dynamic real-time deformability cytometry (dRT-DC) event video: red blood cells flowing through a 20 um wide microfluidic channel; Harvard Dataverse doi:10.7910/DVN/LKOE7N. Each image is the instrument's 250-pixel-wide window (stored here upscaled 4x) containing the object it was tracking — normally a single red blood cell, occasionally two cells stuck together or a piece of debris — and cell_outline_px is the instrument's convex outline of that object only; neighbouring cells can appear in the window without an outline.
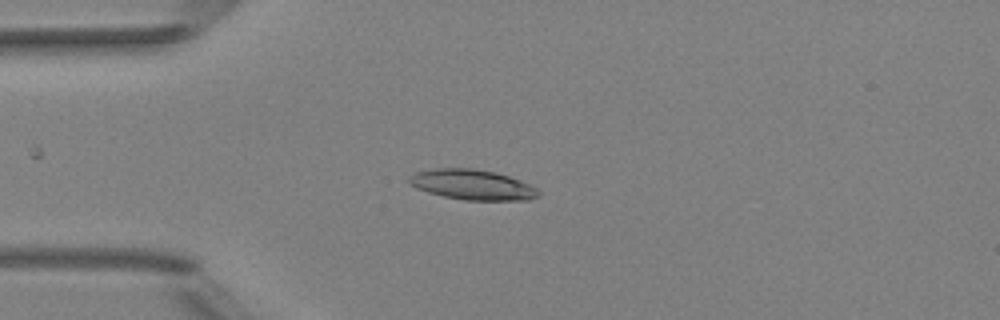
{"species": "Egyptian fruit bat (a non-hibernating species)", "species_latin": "Rousettus aegyptiacus", "temperature_condition": "room temperature", "stored_images_in_passage": 4, "camera_frame_rate_fps": 3000, "um_per_image_px": 0.085, "animal": {"sex": "female"}, "frame": {"image": 1, "passage_image": 4, "time_ms": 4.333, "image_size_px": [1000, 320], "cell_outline_px": [[540, 196], [528, 200], [464, 200], [444, 196], [428, 192], [416, 188], [408, 184], [408, 176], [416, 172], [436, 168], [472, 168], [496, 172], [520, 180], [536, 188], [540, 192]], "centroid_in_image_um": [40.14, 15.7], "position_along_channel_um": 44.9, "area_um2": 22.83}}